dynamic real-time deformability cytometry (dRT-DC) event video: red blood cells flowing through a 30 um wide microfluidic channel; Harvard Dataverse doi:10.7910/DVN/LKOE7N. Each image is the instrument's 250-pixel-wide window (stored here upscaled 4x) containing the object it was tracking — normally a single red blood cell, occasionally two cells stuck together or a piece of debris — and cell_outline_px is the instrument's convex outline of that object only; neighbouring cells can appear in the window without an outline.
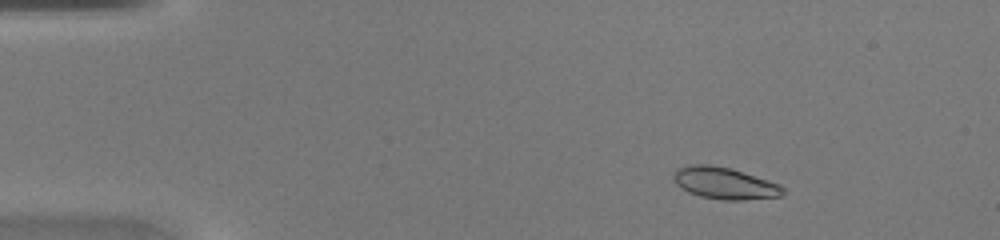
{"species": "common noctule bat (a hibernating species)", "species_latin": "Nyctalus noctula", "temperature_condition": "warm", "stored_images_in_passage": 45, "camera_frame_rate_fps": 3000, "um_per_image_px": 0.085, "animal": {"sex": "female", "body_mass_g": 20.0, "forearm_length_mm": 54.0}, "frame": {"image": 1, "passage_image": 6, "time_ms": 1.667, "image_size_px": [1000, 240], "cell_outline_px": [[784, 192], [780, 196], [744, 200], [720, 200], [700, 196], [688, 192], [676, 184], [672, 180], [672, 176], [676, 168], [692, 164], [708, 164], [732, 168], [780, 184], [784, 188]], "centroid_in_image_um": [61.56, 15.56], "position_along_channel_um": 23.4, "area_um2": 20.46}}
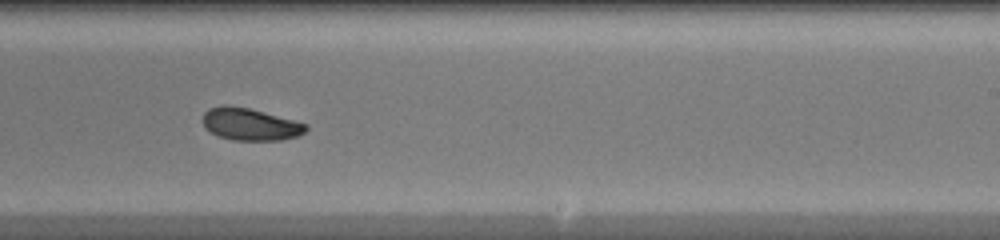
{"frame": {"image": 2, "passage_image": 28, "time_ms": 9.0, "image_size_px": [1000, 240], "cell_outline_px": [[308, 128], [304, 132], [296, 136], [280, 140], [232, 140], [220, 136], [204, 128], [204, 112], [208, 108], [224, 104], [248, 108], [308, 124]], "centroid_in_image_um": [21.25, 10.56], "position_along_channel_um": 267.8, "area_um2": 19.13}}
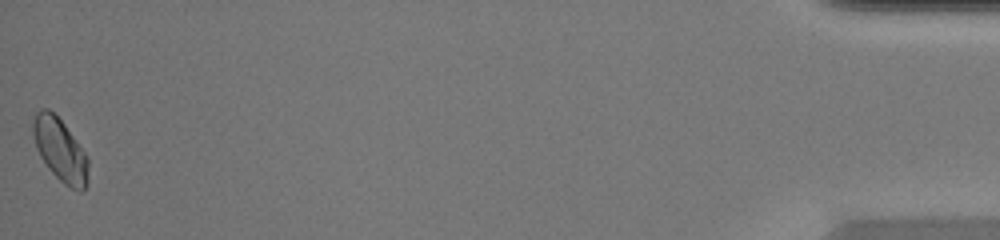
{"frame": {"image": 3, "passage_image": 45, "time_ms": 14.667, "image_size_px": [1000, 240], "cell_outline_px": [[88, 184], [80, 192], [64, 184], [48, 168], [40, 156], [36, 148], [32, 132], [32, 124], [36, 112], [40, 108], [48, 108], [64, 124], [88, 156]], "centroid_in_image_um": [5.11, 12.75], "position_along_channel_um": 430.1, "area_um2": 20.23}}